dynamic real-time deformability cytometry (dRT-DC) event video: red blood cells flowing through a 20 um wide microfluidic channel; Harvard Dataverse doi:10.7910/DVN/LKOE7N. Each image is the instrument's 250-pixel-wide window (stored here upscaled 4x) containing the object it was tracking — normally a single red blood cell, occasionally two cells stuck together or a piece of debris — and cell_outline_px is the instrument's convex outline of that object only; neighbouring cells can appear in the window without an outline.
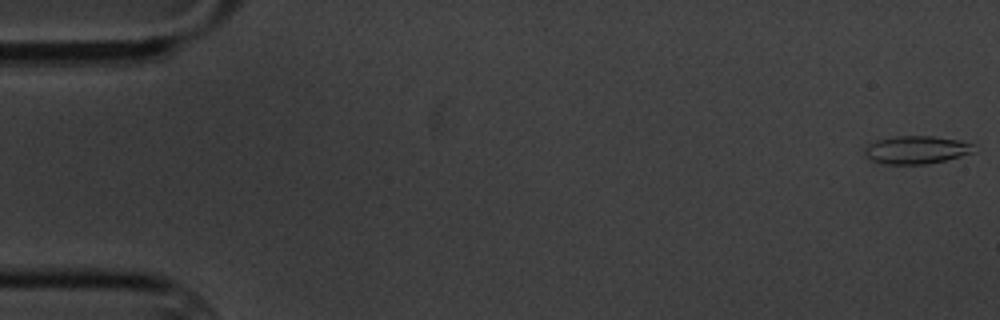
{"species": "common noctule bat (a hibernating species)", "species_latin": "Nyctalus noctula", "temperature_condition": "cold", "stored_images_in_passage": 4, "camera_frame_rate_fps": 3000, "um_per_image_px": 0.085, "animal": {"sex": "male", "body_mass_g": 20.1, "forearm_length_mm": 53.5}, "frame": {"image": 1, "passage_image": 1, "time_ms": 0.0, "image_size_px": [1000, 320], "cell_outline_px": [[972, 152], [960, 156], [928, 164], [884, 164], [872, 160], [864, 152], [864, 148], [868, 144], [876, 140], [892, 136], [932, 136], [960, 140], [972, 144]], "centroid_in_image_um": [77.84, 12.73], "position_along_channel_um": 7.2, "area_um2": 17.63}}